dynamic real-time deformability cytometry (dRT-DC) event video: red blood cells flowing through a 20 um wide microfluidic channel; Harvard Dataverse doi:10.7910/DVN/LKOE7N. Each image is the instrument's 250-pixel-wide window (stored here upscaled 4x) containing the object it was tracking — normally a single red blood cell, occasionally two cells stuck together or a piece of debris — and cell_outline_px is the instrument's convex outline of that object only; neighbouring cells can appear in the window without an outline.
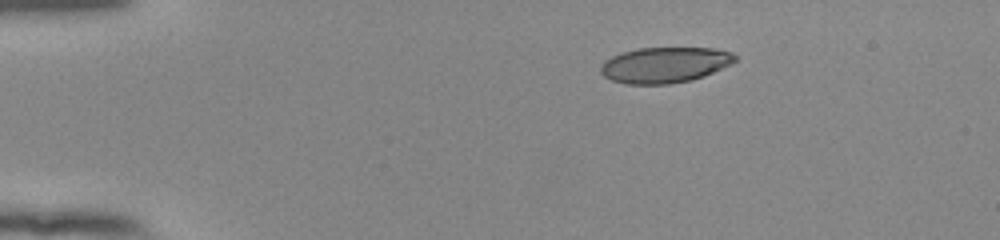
{"species": "human", "species_latin": "Homo sapiens", "temperature_condition": "room temperature", "stored_images_in_passage": 45, "camera_frame_rate_fps": 3000, "um_per_image_px": 0.085, "donor": {"sex": "female"}, "frame": {"image": 1, "passage_image": 1, "time_ms": 0.0, "image_size_px": [1000, 240], "cell_outline_px": [[736, 60], [732, 64], [704, 76], [692, 80], [668, 84], [628, 84], [612, 80], [604, 76], [600, 72], [600, 68], [604, 60], [612, 56], [636, 48], [716, 48], [732, 52], [736, 56]], "centroid_in_image_um": [56.52, 5.51], "position_along_channel_um": 28.5, "area_um2": 28.03}}
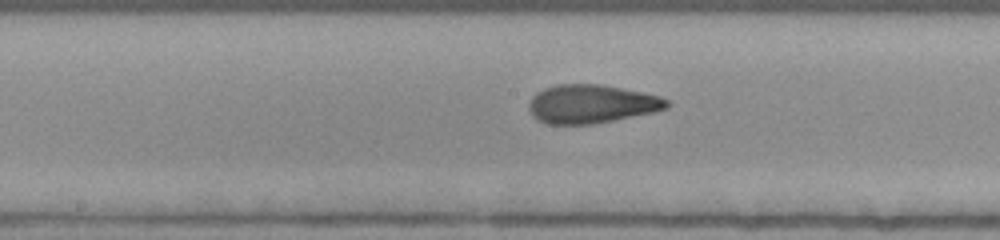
{"frame": {"image": 2, "passage_image": 20, "time_ms": 6.333, "image_size_px": [1000, 240], "cell_outline_px": [[672, 104], [668, 108], [656, 112], [592, 124], [544, 124], [536, 120], [532, 116], [528, 108], [528, 104], [532, 96], [536, 92], [544, 88], [556, 84], [600, 84], [660, 96], [668, 100]], "centroid_in_image_um": [50.25, 8.84], "position_along_channel_um": 198.0, "area_um2": 31.27}}
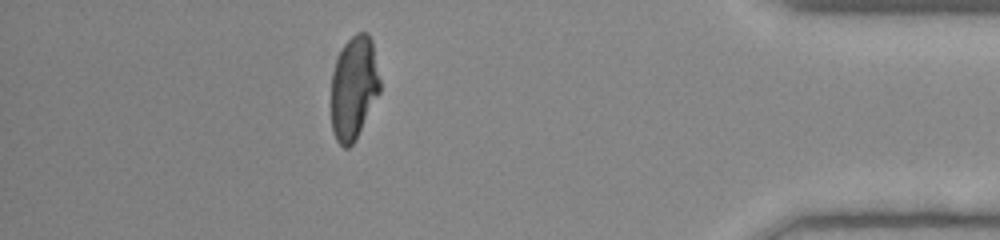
{"frame": {"image": 3, "passage_image": 39, "time_ms": 12.667, "image_size_px": [1000, 240], "cell_outline_px": [[380, 92], [356, 140], [348, 148], [344, 148], [336, 140], [332, 132], [332, 72], [336, 60], [344, 44], [356, 32], [368, 32], [372, 40], [380, 80]], "centroid_in_image_um": [30.08, 7.47], "position_along_channel_um": 405.1, "area_um2": 29.48}, "authors_computed_cell_mechanics": {"area_um2": 30.634, "velocity_mm_per_s": 3.8996, "shape_relaxation_time_tau1_ms": 7.473, "shape_relaxation_time_tau2_ms": 1.2239, "deformation_change_tau1": 0.2557, "deformation_change_tau2": 0.0782}}